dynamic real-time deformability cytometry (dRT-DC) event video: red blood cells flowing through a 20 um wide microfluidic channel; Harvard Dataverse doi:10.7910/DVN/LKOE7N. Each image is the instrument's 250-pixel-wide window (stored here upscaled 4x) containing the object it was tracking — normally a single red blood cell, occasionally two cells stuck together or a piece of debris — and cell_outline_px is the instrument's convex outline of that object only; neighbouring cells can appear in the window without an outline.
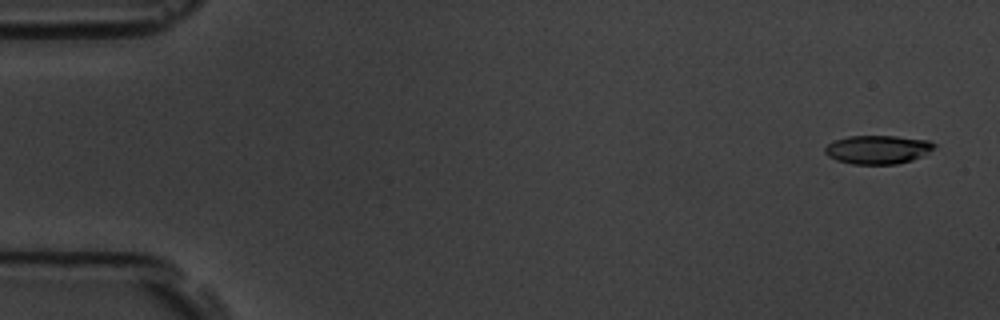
{"species": "common noctule bat (a hibernating species)", "species_latin": "Nyctalus noctula", "temperature_condition": "room temperature", "stored_images_in_passage": 58, "camera_frame_rate_fps": 3000, "um_per_image_px": 0.085, "animal": {"sex": "male", "body_mass_g": 19.5, "forearm_length_mm": 54.6}, "frame": {"image": 1, "passage_image": 3, "time_ms": 0.667, "image_size_px": [1000, 320], "cell_outline_px": [[936, 144], [928, 152], [912, 160], [896, 164], [852, 164], [836, 160], [828, 156], [824, 152], [824, 148], [828, 144], [836, 140], [848, 136], [896, 136], [928, 140]], "centroid_in_image_um": [74.58, 12.71], "position_along_channel_um": 10.4, "area_um2": 18.09}}
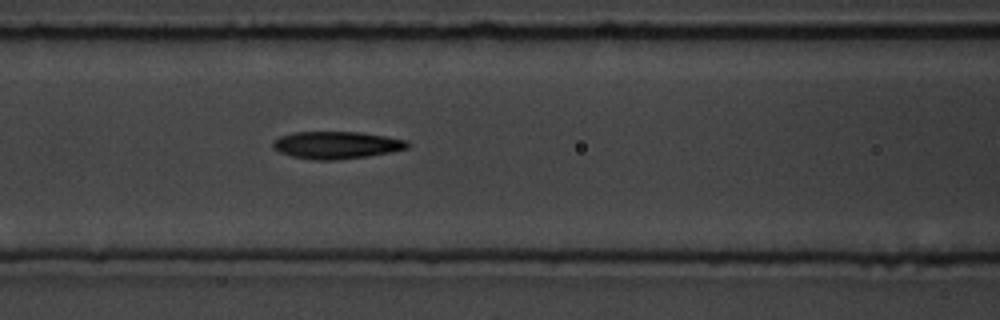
{"frame": {"image": 2, "passage_image": 25, "time_ms": 8.0, "image_size_px": [1000, 320], "cell_outline_px": [[412, 144], [408, 148], [392, 152], [368, 156], [336, 160], [316, 160], [292, 156], [280, 152], [272, 148], [272, 140], [280, 136], [292, 132], [360, 132], [408, 140]], "centroid_in_image_um": [28.61, 12.33], "position_along_channel_um": 138.0, "area_um2": 21.62}}
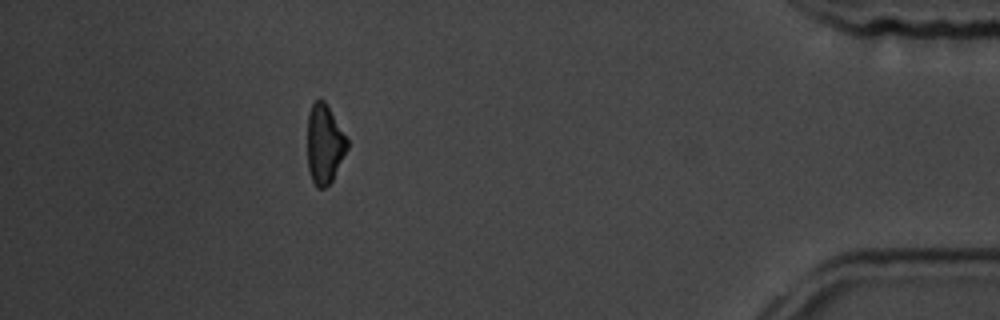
{"frame": {"image": 3, "passage_image": 52, "time_ms": 17.0, "image_size_px": [1000, 320], "cell_outline_px": [[348, 148], [332, 180], [324, 188], [316, 188], [312, 180], [308, 168], [308, 112], [312, 104], [320, 96], [324, 100], [348, 140]], "centroid_in_image_um": [27.57, 12.24], "position_along_channel_um": 407.6, "area_um2": 18.26}, "authors_computed_cell_mechanics": {"area_um2": 20.3745, "velocity_mm_per_s": 3.5822, "shape_relaxation_time_tau1_ms": 3.563, "shape_relaxation_time_tau2_ms": 3.9003, "deformation_change_tau1": 0.152, "deformation_change_tau2": 0.1401}}